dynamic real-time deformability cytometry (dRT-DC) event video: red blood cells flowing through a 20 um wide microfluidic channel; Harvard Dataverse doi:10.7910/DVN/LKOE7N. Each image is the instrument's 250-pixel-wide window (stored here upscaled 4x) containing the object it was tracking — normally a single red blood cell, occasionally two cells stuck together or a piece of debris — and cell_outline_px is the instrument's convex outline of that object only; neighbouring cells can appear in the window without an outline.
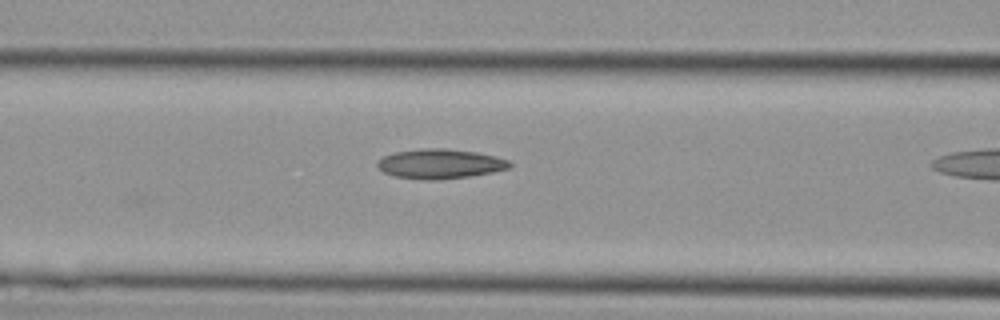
{"species": "Egyptian fruit bat (a non-hibernating species)", "species_latin": "Rousettus aegyptiacus", "temperature_condition": "cold", "stored_images_in_passage": 5, "camera_frame_rate_fps": 3000, "um_per_image_px": 0.085, "animal": {"sex": "female"}, "frame": {"image": 1, "passage_image": 4, "time_ms": 1.0, "image_size_px": [1000, 320], "cell_outline_px": [[512, 168], [492, 172], [468, 176], [436, 180], [428, 180], [396, 176], [384, 172], [376, 164], [384, 156], [396, 152], [420, 148], [448, 148], [476, 152], [496, 156], [508, 160], [512, 164]], "centroid_in_image_um": [37.45, 13.91], "position_along_channel_um": 129.1, "area_um2": 22.72}}